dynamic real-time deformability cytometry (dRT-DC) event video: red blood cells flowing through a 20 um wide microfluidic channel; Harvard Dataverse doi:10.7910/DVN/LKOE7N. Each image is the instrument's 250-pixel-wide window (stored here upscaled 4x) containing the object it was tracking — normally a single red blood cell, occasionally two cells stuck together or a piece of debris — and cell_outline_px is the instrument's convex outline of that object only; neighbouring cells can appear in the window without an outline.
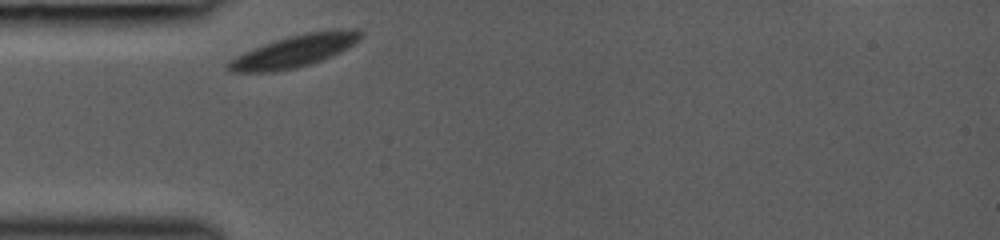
{"species": "common noctule bat (a hibernating species)", "species_latin": "Nyctalus noctula", "temperature_condition": "room temperature", "stored_images_in_passage": 27, "camera_frame_rate_fps": 3000, "um_per_image_px": 0.085, "animal": {"sex": "female", "body_mass_g": 19.0, "forearm_length_mm": 53.3}, "frame": {"image": 1, "passage_image": 1, "time_ms": 0.0, "image_size_px": [1000, 240], "cell_outline_px": [[364, 32], [352, 44], [340, 52], [320, 60], [296, 68], [272, 72], [232, 72], [228, 68], [228, 64], [236, 56], [244, 52], [264, 44], [288, 36], [308, 32], [348, 28], [356, 28]], "centroid_in_image_um": [25.04, 4.33], "position_along_channel_um": 60.0, "area_um2": 24.22}}
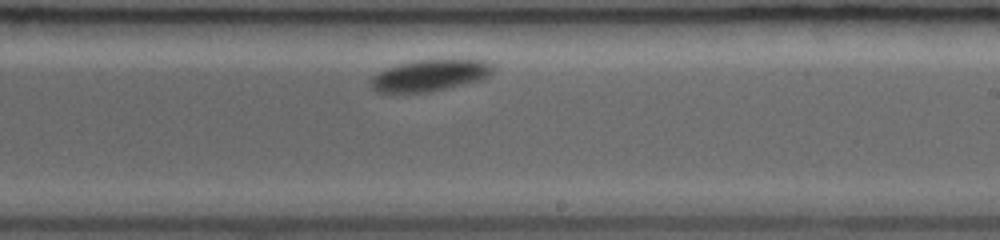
{"frame": {"image": 2, "passage_image": 16, "time_ms": 5.0, "image_size_px": [1000, 240], "cell_outline_px": [[496, 64], [492, 72], [488, 76], [480, 80], [432, 92], [376, 92], [372, 88], [372, 76], [388, 68], [400, 64], [420, 60], [488, 60]], "centroid_in_image_um": [36.61, 6.41], "position_along_channel_um": 252.4, "area_um2": 22.2}}
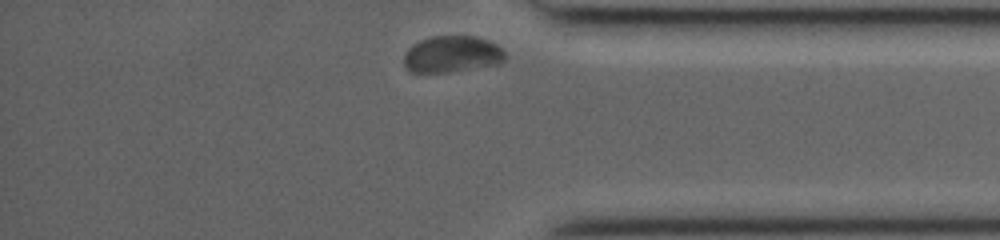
{"frame": {"image": 3, "passage_image": 27, "time_ms": 8.667, "image_size_px": [1000, 240], "cell_outline_px": [[508, 56], [504, 60], [496, 64], [444, 72], [412, 72], [404, 64], [404, 56], [408, 48], [420, 40], [432, 36], [476, 36], [488, 40], [496, 44]], "centroid_in_image_um": [38.42, 4.59], "position_along_channel_um": 396.8, "area_um2": 21.27}}